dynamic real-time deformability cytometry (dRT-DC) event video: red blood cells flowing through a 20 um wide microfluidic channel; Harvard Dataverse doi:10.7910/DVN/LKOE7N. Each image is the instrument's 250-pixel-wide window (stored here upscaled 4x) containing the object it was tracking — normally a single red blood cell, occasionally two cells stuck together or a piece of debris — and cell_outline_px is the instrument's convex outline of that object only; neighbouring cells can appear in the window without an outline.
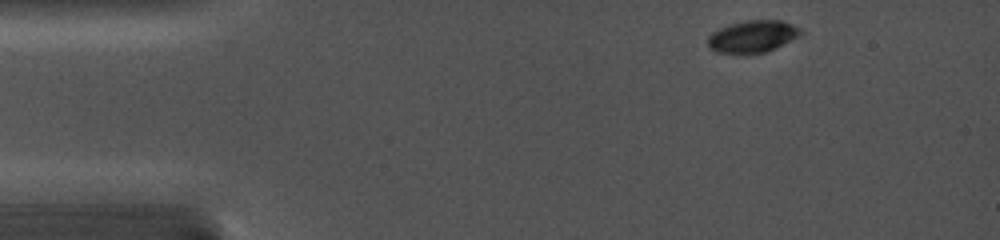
{"species": "common noctule bat (a hibernating species)", "species_latin": "Nyctalus noctula", "temperature_condition": "cold", "stored_images_in_passage": 5, "camera_frame_rate_fps": 5000, "um_per_image_px": 0.085, "animal": {"sex": "female", "body_mass_g": 19.0, "forearm_length_mm": 56.7}, "frame": {"image": 1, "passage_image": 1, "time_ms": 0.0, "image_size_px": [1000, 240], "cell_outline_px": [[804, 32], [800, 36], [764, 52], [744, 56], [740, 56], [716, 52], [708, 48], [708, 36], [712, 32], [720, 28], [744, 20], [780, 20], [792, 24], [800, 28]], "centroid_in_image_um": [63.93, 3.13], "position_along_channel_um": 21.1, "area_um2": 17.74}}
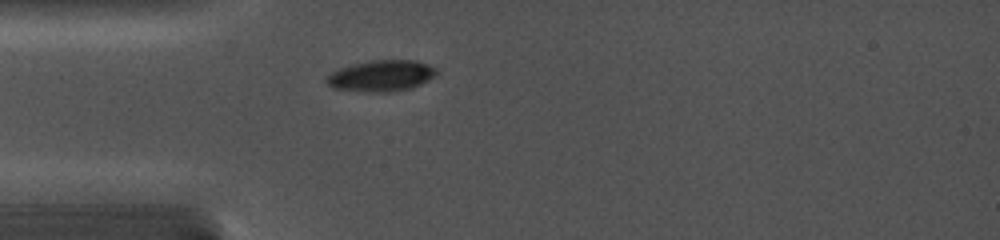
{"frame": {"image": 2, "passage_image": 5, "time_ms": 2.6, "image_size_px": [1000, 240], "cell_outline_px": [[436, 76], [412, 88], [396, 92], [364, 92], [332, 88], [324, 80], [332, 72], [340, 68], [352, 64], [368, 60], [416, 60], [428, 64], [436, 68]], "centroid_in_image_um": [32.41, 6.45], "position_along_channel_um": 52.6, "area_um2": 20.23}}